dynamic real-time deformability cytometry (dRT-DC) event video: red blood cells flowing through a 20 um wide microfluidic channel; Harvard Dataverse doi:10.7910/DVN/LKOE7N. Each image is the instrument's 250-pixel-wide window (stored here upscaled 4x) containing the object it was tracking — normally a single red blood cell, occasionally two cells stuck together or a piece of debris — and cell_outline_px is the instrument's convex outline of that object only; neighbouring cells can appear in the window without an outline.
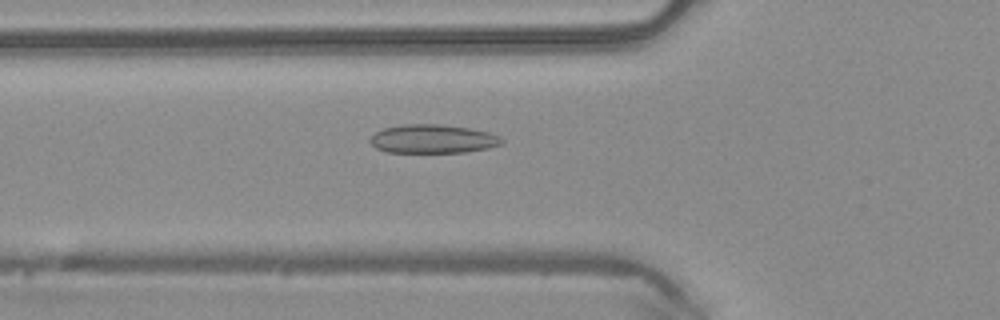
{"species": "common noctule bat (a hibernating species)", "species_latin": "Nyctalus noctula", "temperature_condition": "warm", "stored_images_in_passage": 49, "camera_frame_rate_fps": 3000, "um_per_image_px": 0.085, "animal": {"sex": "male", "body_mass_g": 20.4}, "frame": {"image": 1, "passage_image": 17, "time_ms": 5.333, "image_size_px": [1000, 320], "cell_outline_px": [[504, 140], [500, 144], [488, 148], [464, 152], [388, 152], [376, 148], [368, 140], [376, 132], [384, 128], [404, 124], [440, 124], [468, 128], [488, 132], [500, 136]], "centroid_in_image_um": [36.78, 11.8], "position_along_channel_um": 89.0, "area_um2": 21.85}}
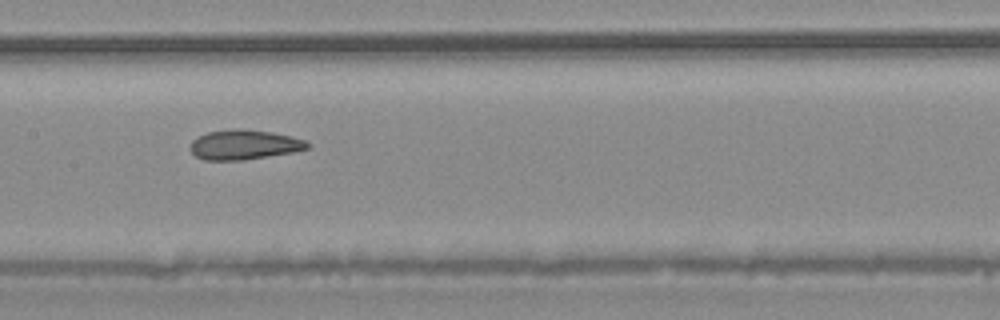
{"frame": {"image": 2, "passage_image": 24, "time_ms": 7.667, "image_size_px": [1000, 320], "cell_outline_px": [[312, 144], [308, 148], [292, 152], [268, 156], [240, 160], [204, 160], [196, 156], [192, 152], [192, 140], [208, 132], [232, 128], [240, 128], [272, 132], [304, 140]], "centroid_in_image_um": [20.76, 12.29], "position_along_channel_um": 186.6, "area_um2": 20.06}}
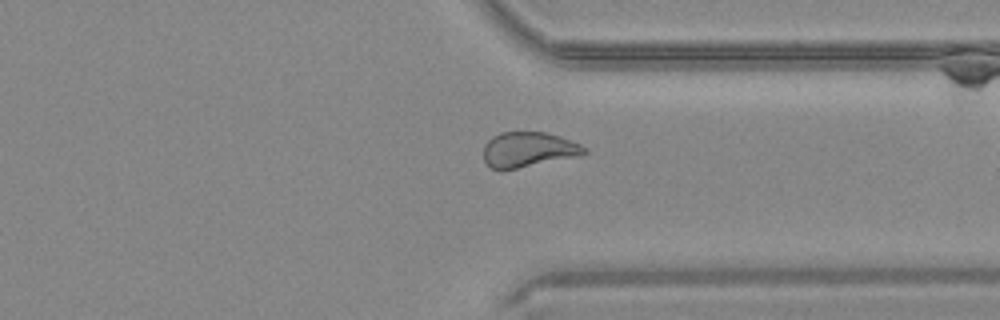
{"frame": {"image": 3, "passage_image": 37, "time_ms": 12.0, "image_size_px": [1000, 320], "cell_outline_px": [[588, 152], [580, 156], [516, 168], [492, 168], [484, 160], [484, 144], [492, 136], [500, 132], [544, 132], [560, 136], [580, 144]], "centroid_in_image_um": [44.92, 12.69], "position_along_channel_um": 366.5, "area_um2": 20.35}}